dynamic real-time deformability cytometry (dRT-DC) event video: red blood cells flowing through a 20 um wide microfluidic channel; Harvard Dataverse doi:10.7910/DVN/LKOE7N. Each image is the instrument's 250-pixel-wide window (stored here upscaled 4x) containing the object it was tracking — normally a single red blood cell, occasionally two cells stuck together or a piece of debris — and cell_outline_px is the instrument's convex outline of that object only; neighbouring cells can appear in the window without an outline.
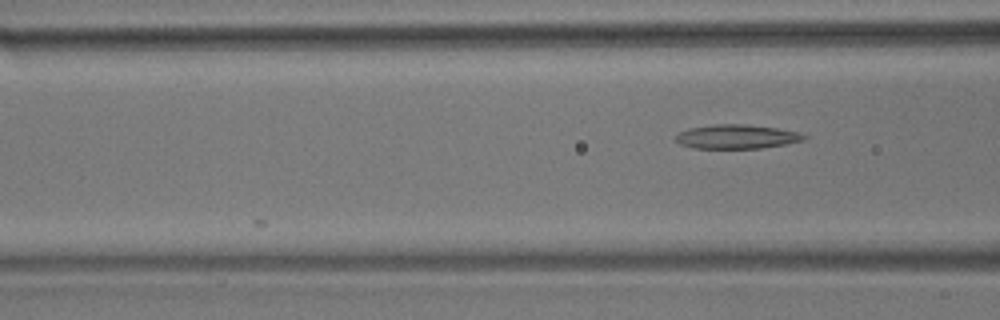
{"species": "common noctule bat (a hibernating species)", "species_latin": "Nyctalus noctula", "temperature_condition": "room temperature", "stored_images_in_passage": 7, "camera_frame_rate_fps": 3000, "um_per_image_px": 0.085, "animal": {"sex": "male", "body_mass_g": 17.9}, "frame": {"image": 1, "passage_image": 7, "time_ms": 2.0, "image_size_px": [1000, 320], "cell_outline_px": [[808, 136], [804, 140], [784, 144], [760, 148], [692, 148], [680, 144], [676, 140], [676, 132], [688, 128], [712, 124], [744, 124], [776, 128], [796, 132]], "centroid_in_image_um": [62.55, 11.61], "position_along_channel_um": 104.0, "area_um2": 17.98}}